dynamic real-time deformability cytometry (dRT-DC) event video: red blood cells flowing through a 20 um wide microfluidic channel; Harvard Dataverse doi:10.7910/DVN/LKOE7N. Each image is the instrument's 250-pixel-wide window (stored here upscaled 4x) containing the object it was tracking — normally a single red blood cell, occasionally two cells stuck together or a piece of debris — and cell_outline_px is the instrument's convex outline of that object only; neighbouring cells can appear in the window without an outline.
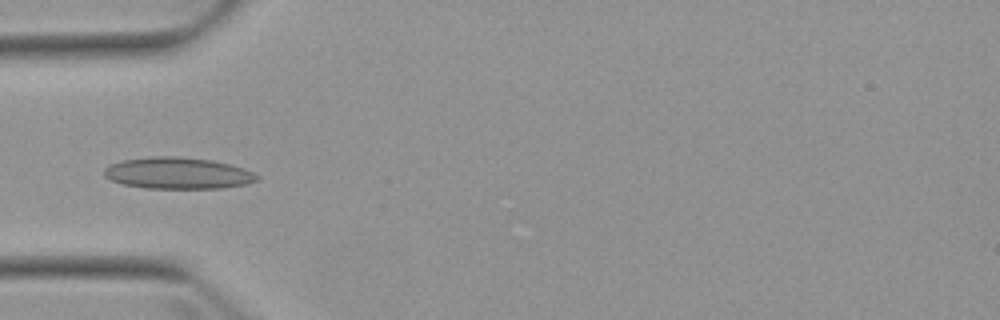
{"species": "Egyptian fruit bat (a non-hibernating species)", "species_latin": "Rousettus aegyptiacus", "temperature_condition": "warm", "stored_images_in_passage": 4, "camera_frame_rate_fps": 3000, "um_per_image_px": 0.085, "animal": {"sex": "female"}, "frame": {"image": 1, "passage_image": 1, "time_ms": 0.0, "image_size_px": [1000, 320], "cell_outline_px": [[256, 180], [244, 184], [220, 188], [144, 188], [124, 184], [112, 180], [104, 176], [104, 168], [108, 164], [124, 160], [152, 156], [176, 156], [212, 160], [228, 164], [252, 172], [256, 176]], "centroid_in_image_um": [15.03, 14.71], "position_along_channel_um": 70.0, "area_um2": 27.69}}
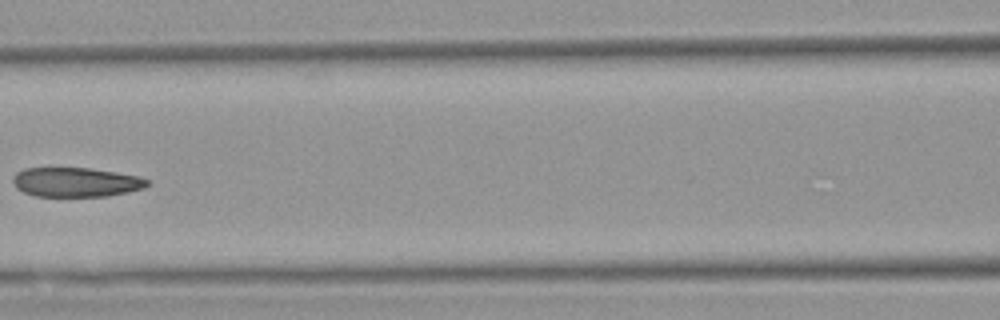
{"frame": {"image": 2, "passage_image": 3, "time_ms": 2.333, "image_size_px": [1000, 320], "cell_outline_px": [[148, 184], [144, 188], [128, 192], [108, 196], [36, 196], [24, 192], [16, 188], [12, 180], [12, 176], [16, 172], [24, 168], [88, 168], [116, 172], [140, 176], [148, 180]], "centroid_in_image_um": [6.44, 15.48], "position_along_channel_um": 160.2, "area_um2": 23.06}}
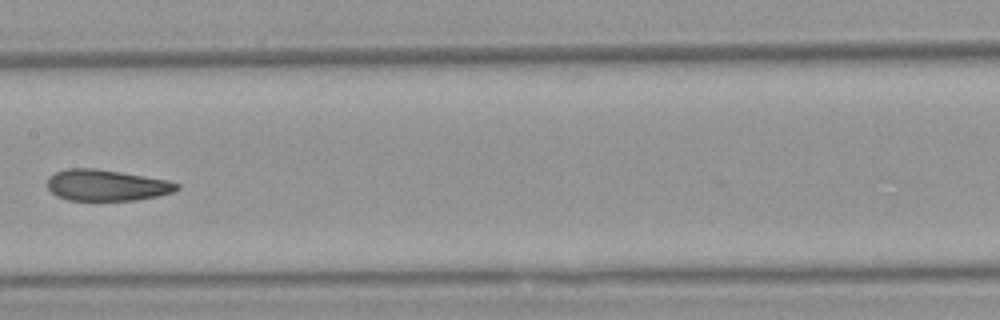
{"frame": {"image": 3, "passage_image": 4, "time_ms": 3.333, "image_size_px": [1000, 320], "cell_outline_px": [[180, 188], [172, 192], [156, 196], [136, 200], [68, 200], [56, 196], [48, 188], [48, 176], [56, 172], [68, 168], [96, 168], [168, 180], [180, 184]], "centroid_in_image_um": [9.04, 15.74], "position_along_channel_um": 198.4, "area_um2": 23.47}}